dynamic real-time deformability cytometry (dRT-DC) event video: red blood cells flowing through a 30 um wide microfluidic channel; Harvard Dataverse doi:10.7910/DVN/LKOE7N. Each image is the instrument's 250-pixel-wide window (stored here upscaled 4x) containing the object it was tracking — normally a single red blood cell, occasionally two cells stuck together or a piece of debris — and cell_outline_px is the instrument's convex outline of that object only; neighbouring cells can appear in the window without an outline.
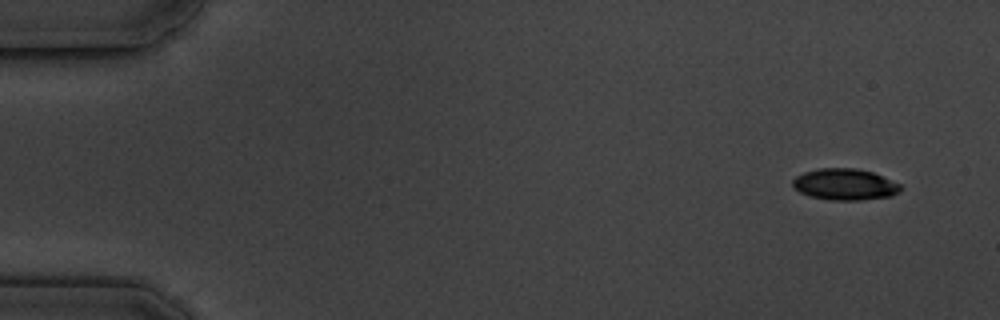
{"species": "common noctule bat (a hibernating species)", "species_latin": "Nyctalus noctula", "temperature_condition": "cold", "stored_images_in_passage": 4, "camera_frame_rate_fps": 3000, "um_per_image_px": 0.085, "animal": {"sex": "male", "body_mass_g": 19.5, "forearm_length_mm": 54.6}, "frame": {"image": 1, "passage_image": 1, "time_ms": 0.0, "image_size_px": [1000, 320], "cell_outline_px": [[900, 192], [892, 196], [860, 200], [828, 200], [812, 196], [800, 192], [792, 188], [792, 180], [796, 176], [804, 172], [820, 168], [856, 168], [872, 172], [900, 184]], "centroid_in_image_um": [71.79, 15.67], "position_along_channel_um": 13.2, "area_um2": 19.71}}
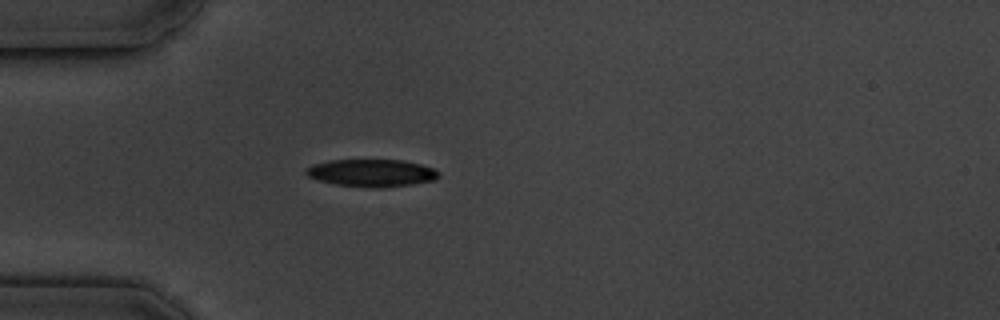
{"frame": {"image": 2, "passage_image": 4, "time_ms": 4.333, "image_size_px": [1000, 320], "cell_outline_px": [[440, 176], [436, 180], [412, 184], [376, 188], [336, 184], [320, 180], [308, 176], [304, 172], [304, 168], [312, 164], [328, 160], [404, 160], [420, 164], [432, 168], [440, 172]], "centroid_in_image_um": [31.59, 14.69], "position_along_channel_um": 53.4, "area_um2": 21.21}}